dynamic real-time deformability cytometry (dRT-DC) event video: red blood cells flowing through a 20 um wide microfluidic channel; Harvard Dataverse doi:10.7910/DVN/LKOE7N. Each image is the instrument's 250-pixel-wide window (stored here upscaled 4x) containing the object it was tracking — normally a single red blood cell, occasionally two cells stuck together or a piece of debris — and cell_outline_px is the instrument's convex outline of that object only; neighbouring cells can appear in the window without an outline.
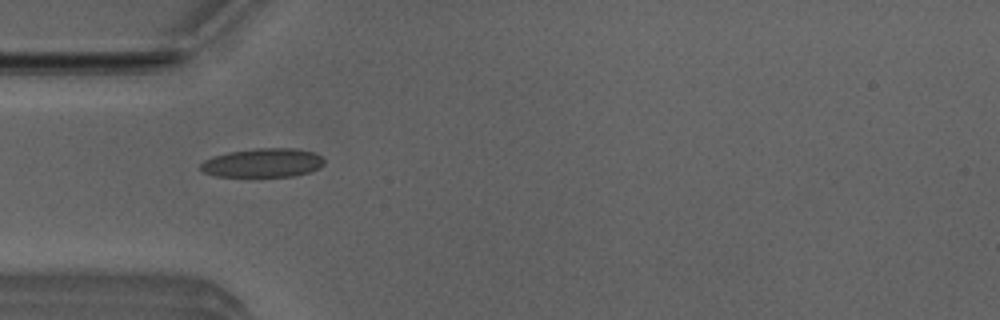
{"species": "Egyptian fruit bat (a non-hibernating species)", "species_latin": "Rousettus aegyptiacus", "temperature_condition": "room temperature", "stored_images_in_passage": 8, "camera_frame_rate_fps": 3000, "um_per_image_px": 0.085, "animal": {"sex": "male"}, "frame": {"image": 1, "passage_image": 6, "time_ms": 1.667, "image_size_px": [1000, 320], "cell_outline_px": [[324, 164], [320, 168], [308, 172], [292, 176], [216, 176], [204, 172], [200, 168], [200, 164], [204, 160], [212, 156], [228, 152], [256, 148], [292, 148], [316, 152], [324, 160]], "centroid_in_image_um": [22.34, 13.83], "position_along_channel_um": 62.7, "area_um2": 20.81}}